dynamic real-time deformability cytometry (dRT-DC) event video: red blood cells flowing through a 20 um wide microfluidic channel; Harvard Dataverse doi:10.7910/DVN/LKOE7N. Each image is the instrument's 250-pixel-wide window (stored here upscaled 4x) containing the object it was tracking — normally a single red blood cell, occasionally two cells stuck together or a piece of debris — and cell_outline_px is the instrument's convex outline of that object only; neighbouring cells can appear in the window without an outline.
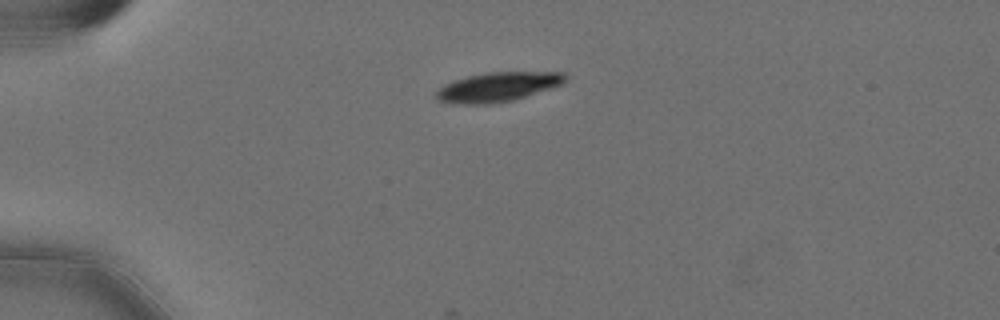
{"species": "Egyptian fruit bat (a non-hibernating species)", "species_latin": "Rousettus aegyptiacus", "temperature_condition": "cold", "stored_images_in_passage": 8, "camera_frame_rate_fps": 3000, "um_per_image_px": 0.085, "animal": {"sex": "female"}, "frame": {"image": 1, "passage_image": 1, "time_ms": 0.0, "image_size_px": [1000, 320], "cell_outline_px": [[568, 80], [564, 84], [552, 88], [512, 100], [492, 104], [452, 104], [436, 100], [436, 92], [444, 84], [468, 76], [488, 72], [564, 72], [568, 76]], "centroid_in_image_um": [42.34, 7.39], "position_along_channel_um": 42.7, "area_um2": 22.25}}